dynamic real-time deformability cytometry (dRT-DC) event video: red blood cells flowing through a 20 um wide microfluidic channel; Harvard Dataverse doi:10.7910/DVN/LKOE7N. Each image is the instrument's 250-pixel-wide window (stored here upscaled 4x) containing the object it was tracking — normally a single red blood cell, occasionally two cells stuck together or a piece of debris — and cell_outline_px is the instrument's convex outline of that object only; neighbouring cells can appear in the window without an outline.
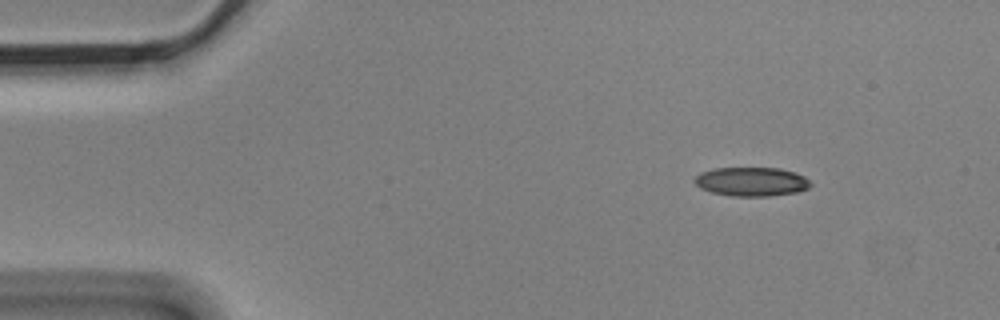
{"species": "Egyptian fruit bat (a non-hibernating species)", "species_latin": "Rousettus aegyptiacus", "temperature_condition": "cold", "stored_images_in_passage": 9, "camera_frame_rate_fps": 3000, "um_per_image_px": 0.085, "animal": {"sex": "male"}, "frame": {"image": 1, "passage_image": 1, "time_ms": 0.0, "image_size_px": [1000, 320], "cell_outline_px": [[812, 184], [808, 188], [796, 192], [768, 196], [732, 196], [712, 192], [700, 188], [692, 180], [700, 172], [712, 168], [780, 168], [796, 172], [804, 176]], "centroid_in_image_um": [63.86, 15.43], "position_along_channel_um": 21.1, "area_um2": 19.65}}
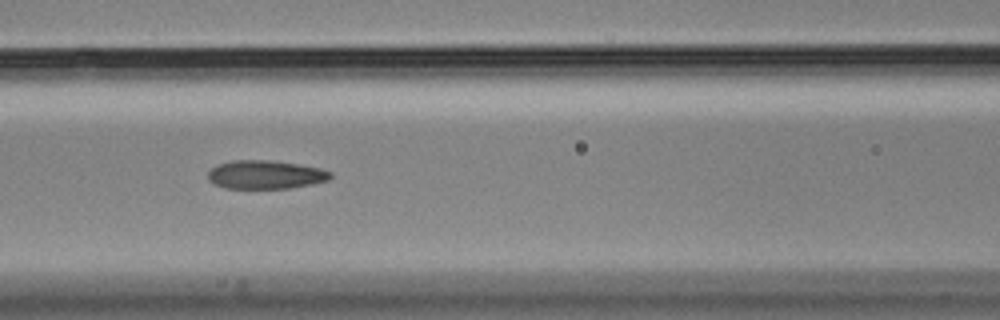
{"frame": {"image": 2, "passage_image": 6, "time_ms": 1.667, "image_size_px": [1000, 320], "cell_outline_px": [[332, 176], [328, 180], [288, 188], [224, 188], [208, 180], [208, 172], [216, 164], [232, 160], [272, 160], [320, 168], [332, 172]], "centroid_in_image_um": [22.53, 14.83], "position_along_channel_um": 144.1, "area_um2": 20.23}}
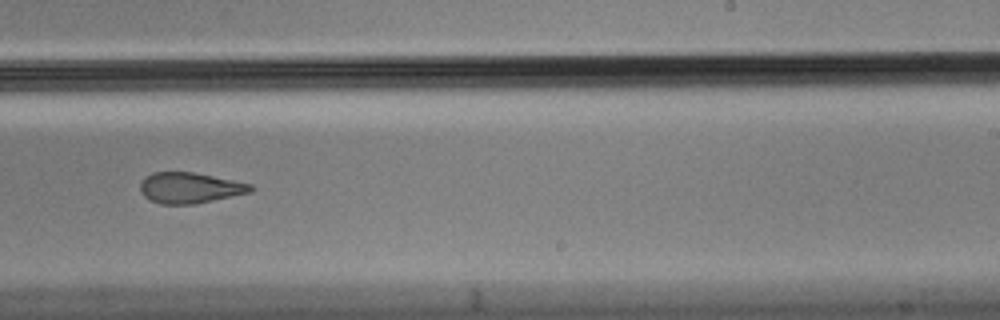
{"frame": {"image": 3, "passage_image": 9, "time_ms": 2.667, "image_size_px": [1000, 320], "cell_outline_px": [[256, 188], [252, 192], [196, 204], [160, 204], [144, 196], [140, 192], [140, 184], [144, 176], [152, 172], [192, 172], [252, 184]], "centroid_in_image_um": [16.14, 15.97], "position_along_channel_um": 272.9, "area_um2": 19.88}}